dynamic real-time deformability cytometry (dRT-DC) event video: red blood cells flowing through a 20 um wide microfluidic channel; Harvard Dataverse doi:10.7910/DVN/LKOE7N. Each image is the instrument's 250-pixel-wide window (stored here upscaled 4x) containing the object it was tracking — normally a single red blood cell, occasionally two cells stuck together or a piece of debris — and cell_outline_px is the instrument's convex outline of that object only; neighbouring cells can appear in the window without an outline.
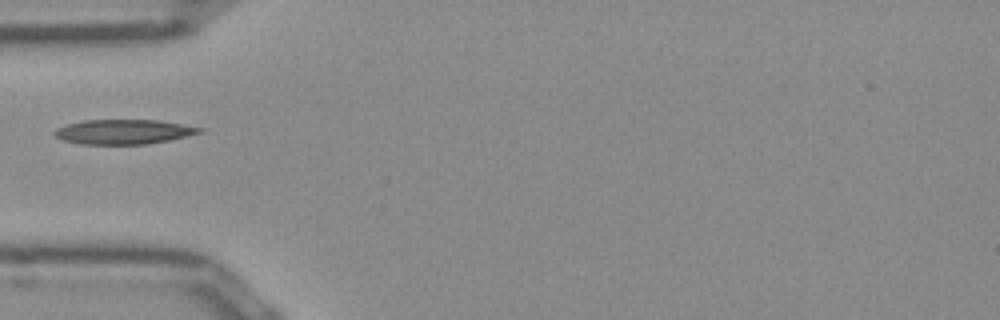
{"species": "Egyptian fruit bat (a non-hibernating species)", "species_latin": "Rousettus aegyptiacus", "temperature_condition": "room temperature", "stored_images_in_passage": 31, "camera_frame_rate_fps": 3000, "um_per_image_px": 0.085, "frame": {"image": 1, "passage_image": 1, "time_ms": 0.0, "image_size_px": [1000, 320], "cell_outline_px": [[204, 132], [168, 140], [148, 144], [80, 144], [64, 140], [56, 136], [52, 132], [56, 128], [64, 124], [84, 120], [160, 120], [204, 128]], "centroid_in_image_um": [10.5, 11.19], "position_along_channel_um": 74.5, "area_um2": 20.92}}
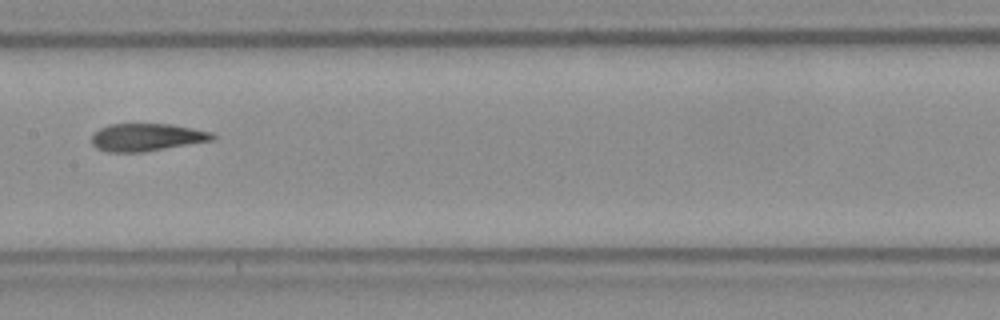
{"frame": {"image": 2, "passage_image": 10, "time_ms": 3.0, "image_size_px": [1000, 320], "cell_outline_px": [[216, 136], [212, 140], [144, 152], [108, 152], [96, 148], [92, 144], [92, 132], [108, 124], [168, 124], [192, 128], [212, 132]], "centroid_in_image_um": [12.42, 11.67], "position_along_channel_um": 195.0, "area_um2": 19.42}}
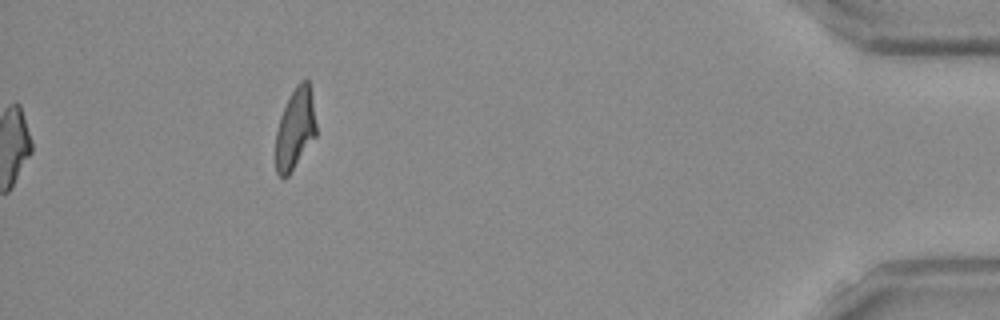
{"frame": {"image": 3, "passage_image": 31, "time_ms": 10.0, "image_size_px": [1000, 320], "cell_outline_px": [[316, 136], [288, 176], [280, 176], [276, 172], [276, 132], [280, 116], [296, 84], [300, 80], [308, 80], [316, 124]], "centroid_in_image_um": [25.08, 10.96], "position_along_channel_um": 410.1, "area_um2": 18.73}}